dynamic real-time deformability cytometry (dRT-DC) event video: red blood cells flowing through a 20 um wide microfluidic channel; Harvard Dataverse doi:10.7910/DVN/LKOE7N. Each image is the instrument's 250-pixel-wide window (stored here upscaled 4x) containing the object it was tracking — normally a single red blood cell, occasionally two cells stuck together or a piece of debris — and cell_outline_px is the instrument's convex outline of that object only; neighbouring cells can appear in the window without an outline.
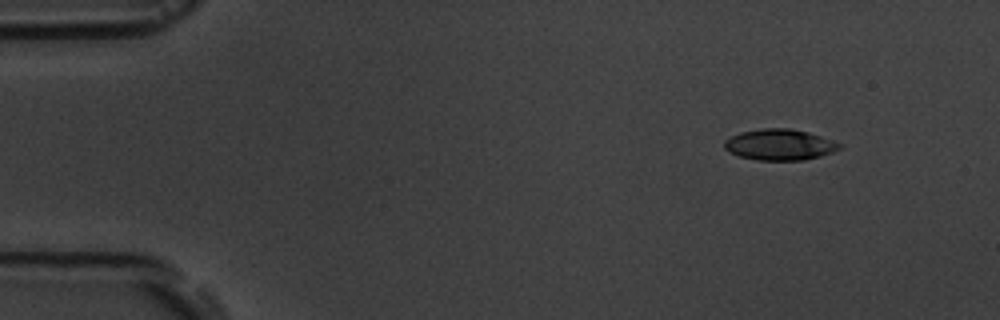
{"species": "common noctule bat (a hibernating species)", "species_latin": "Nyctalus noctula", "temperature_condition": "room temperature", "stored_images_in_passage": 3, "camera_frame_rate_fps": 3000, "um_per_image_px": 0.085, "animal": {"sex": "male", "body_mass_g": 19.5, "forearm_length_mm": 54.6}, "frame": {"image": 1, "passage_image": 1, "time_ms": 0.0, "image_size_px": [1000, 320], "cell_outline_px": [[844, 144], [840, 148], [832, 152], [820, 156], [804, 160], [756, 160], [740, 156], [724, 148], [724, 140], [740, 132], [760, 128], [788, 128], [808, 132]], "centroid_in_image_um": [66.28, 12.29], "position_along_channel_um": 18.7, "area_um2": 20.75}}
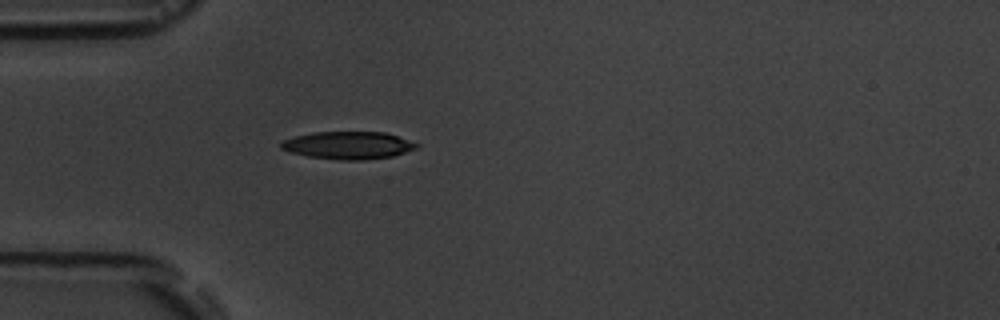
{"frame": {"image": 2, "passage_image": 3, "time_ms": 3.333, "image_size_px": [1000, 320], "cell_outline_px": [[420, 148], [392, 156], [364, 160], [340, 160], [308, 156], [292, 152], [280, 148], [280, 140], [312, 132], [384, 132], [420, 144]], "centroid_in_image_um": [29.6, 12.35], "position_along_channel_um": 55.4, "area_um2": 21.79}}